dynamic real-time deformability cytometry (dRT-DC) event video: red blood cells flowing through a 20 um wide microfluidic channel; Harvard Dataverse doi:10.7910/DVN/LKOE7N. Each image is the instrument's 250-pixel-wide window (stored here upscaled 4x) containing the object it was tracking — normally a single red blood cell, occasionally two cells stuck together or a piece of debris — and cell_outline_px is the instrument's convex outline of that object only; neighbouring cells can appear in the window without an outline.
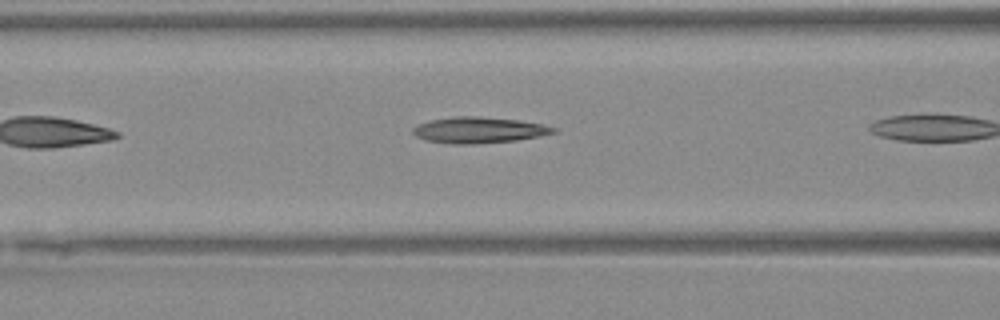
{"species": "Egyptian fruit bat (a non-hibernating species)", "species_latin": "Rousettus aegyptiacus", "temperature_condition": "warm", "stored_images_in_passage": 18, "camera_frame_rate_fps": 3000, "um_per_image_px": 0.085, "animal": {"sex": "female"}, "frame": {"image": 1, "passage_image": 6, "time_ms": 1.667, "image_size_px": [1000, 320], "cell_outline_px": [[556, 132], [540, 136], [516, 140], [464, 144], [452, 144], [424, 140], [416, 136], [412, 132], [412, 128], [416, 124], [432, 120], [456, 116], [480, 116], [520, 120], [544, 124], [556, 128]], "centroid_in_image_um": [40.69, 11.04], "position_along_channel_um": 125.9, "area_um2": 21.33}}